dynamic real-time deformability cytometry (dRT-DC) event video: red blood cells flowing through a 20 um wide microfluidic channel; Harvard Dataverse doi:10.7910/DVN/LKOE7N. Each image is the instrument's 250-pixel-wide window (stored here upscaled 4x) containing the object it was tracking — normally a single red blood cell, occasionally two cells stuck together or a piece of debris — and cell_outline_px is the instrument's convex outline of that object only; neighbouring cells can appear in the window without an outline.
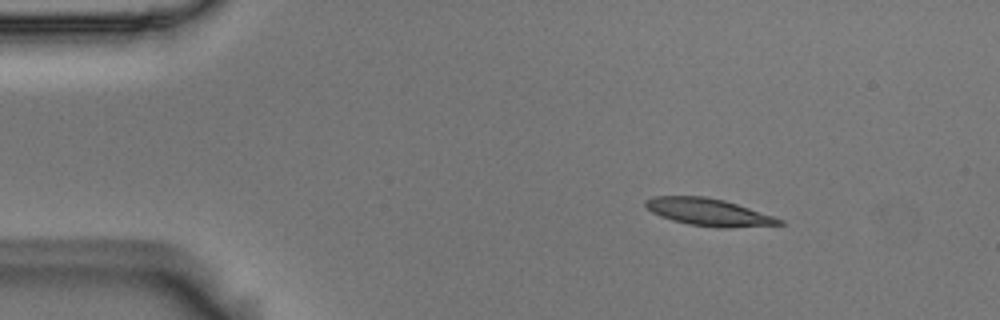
{"species": "Egyptian fruit bat (a non-hibernating species)", "species_latin": "Rousettus aegyptiacus", "temperature_condition": "room temperature", "stored_images_in_passage": 50, "camera_frame_rate_fps": 3000, "um_per_image_px": 0.085, "animal": {"sex": "male"}, "frame": {"image": 1, "passage_image": 3, "time_ms": 0.667, "image_size_px": [1000, 320], "cell_outline_px": [[784, 224], [728, 228], [720, 228], [688, 224], [672, 220], [660, 216], [652, 212], [644, 204], [644, 200], [652, 196], [704, 196], [724, 200], [784, 220]], "centroid_in_image_um": [60.19, 18.03], "position_along_channel_um": 24.8, "area_um2": 21.1}}
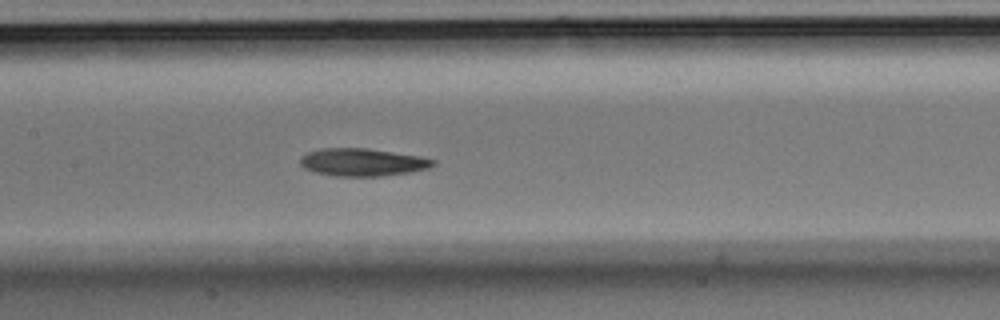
{"frame": {"image": 2, "passage_image": 21, "time_ms": 6.667, "image_size_px": [1000, 320], "cell_outline_px": [[436, 164], [428, 168], [408, 172], [380, 176], [336, 176], [316, 172], [304, 168], [300, 164], [300, 156], [308, 152], [320, 148], [368, 148], [420, 156], [436, 160]], "centroid_in_image_um": [30.8, 13.78], "position_along_channel_um": 176.6, "area_um2": 21.39}}
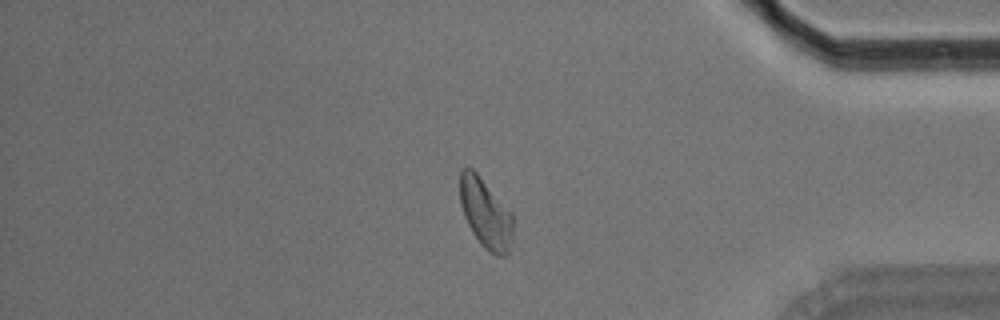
{"frame": {"image": 3, "passage_image": 41, "time_ms": 13.333, "image_size_px": [1000, 320], "cell_outline_px": [[516, 220], [512, 240], [508, 252], [504, 256], [496, 256], [488, 252], [480, 244], [472, 232], [464, 216], [460, 204], [460, 168], [472, 168], [476, 172], [512, 212]], "centroid_in_image_um": [41.31, 18.17], "position_along_channel_um": 393.9, "area_um2": 22.02}, "authors_computed_cell_mechanics": {"area_um2": 21.675, "velocity_mm_per_s": 3.666, "shape_relaxation_time_tau1_ms": 5.2968, "shape_relaxation_time_tau2_ms": null, "deformation_change_tau1": 0.1539, "deformation_change_tau2": null}}